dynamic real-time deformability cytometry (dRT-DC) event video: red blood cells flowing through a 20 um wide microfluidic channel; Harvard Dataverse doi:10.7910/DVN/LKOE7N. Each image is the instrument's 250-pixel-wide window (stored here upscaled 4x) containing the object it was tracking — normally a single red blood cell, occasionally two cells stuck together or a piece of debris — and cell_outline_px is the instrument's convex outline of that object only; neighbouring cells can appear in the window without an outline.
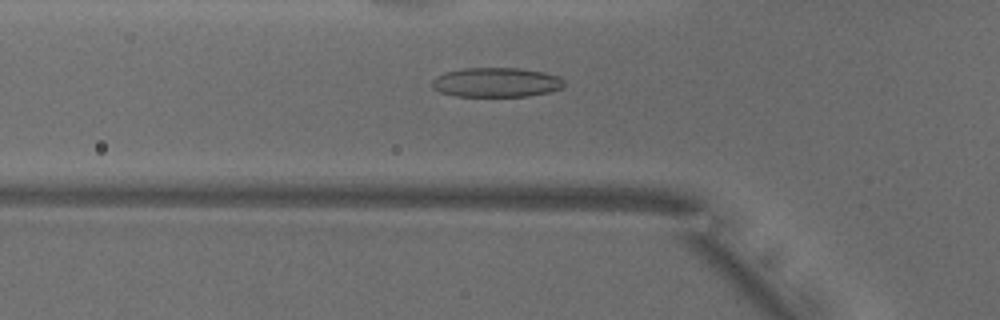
{"species": "common noctule bat (a hibernating species)", "species_latin": "Nyctalus noctula", "temperature_condition": "warm", "stored_images_in_passage": 43, "camera_frame_rate_fps": 3000, "um_per_image_px": 0.085, "animal": {"sex": "male", "body_mass_g": 18.8}, "frame": {"image": 1, "passage_image": 16, "time_ms": 5.0, "image_size_px": [1000, 320], "cell_outline_px": [[564, 84], [560, 88], [548, 92], [528, 96], [456, 96], [440, 92], [432, 88], [432, 80], [436, 76], [444, 72], [464, 68], [520, 68], [544, 72], [560, 76], [564, 80]], "centroid_in_image_um": [42.17, 6.99], "position_along_channel_um": 83.6, "area_um2": 22.77}}
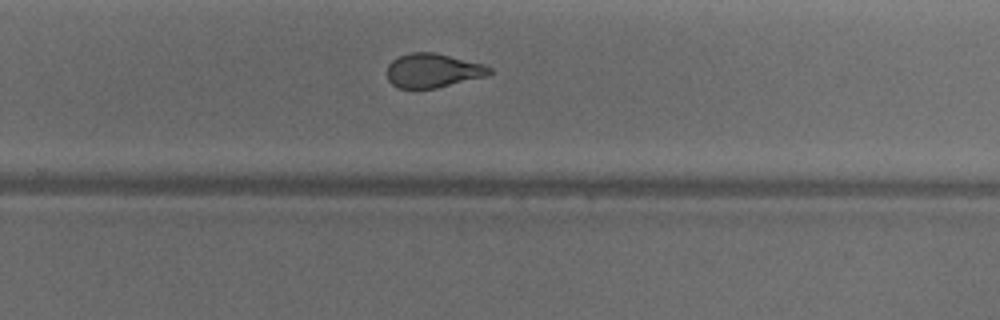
{"frame": {"image": 2, "passage_image": 32, "time_ms": 10.333, "image_size_px": [1000, 320], "cell_outline_px": [[492, 72], [484, 76], [436, 88], [396, 88], [388, 80], [388, 64], [392, 60], [400, 56], [412, 52], [436, 52], [484, 64], [492, 68]], "centroid_in_image_um": [36.78, 5.98], "position_along_channel_um": 293.0, "area_um2": 20.23}}
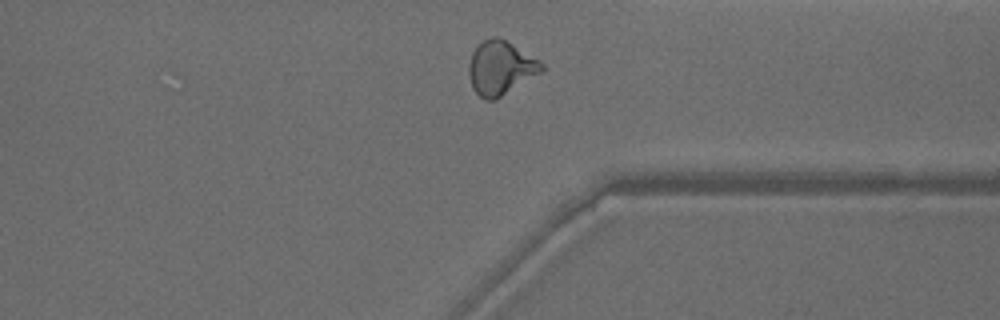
{"frame": {"image": 3, "passage_image": 38, "time_ms": 12.333, "image_size_px": [1000, 320], "cell_outline_px": [[544, 68], [540, 72], [496, 100], [484, 100], [472, 88], [468, 76], [468, 64], [472, 52], [484, 40], [492, 36], [496, 36], [512, 44], [540, 60], [544, 64]], "centroid_in_image_um": [42.52, 5.78], "position_along_channel_um": 368.9, "area_um2": 22.72}, "authors_computed_cell_mechanics": {"area_um2": 21.9062, "velocity_mm_per_s": 3.914, "shape_relaxation_time_tau1_ms": 9.1559, "shape_relaxation_time_tau2_ms": 1.5614, "deformation_change_tau1": 0.2578, "deformation_change_tau2": 0.0946}}